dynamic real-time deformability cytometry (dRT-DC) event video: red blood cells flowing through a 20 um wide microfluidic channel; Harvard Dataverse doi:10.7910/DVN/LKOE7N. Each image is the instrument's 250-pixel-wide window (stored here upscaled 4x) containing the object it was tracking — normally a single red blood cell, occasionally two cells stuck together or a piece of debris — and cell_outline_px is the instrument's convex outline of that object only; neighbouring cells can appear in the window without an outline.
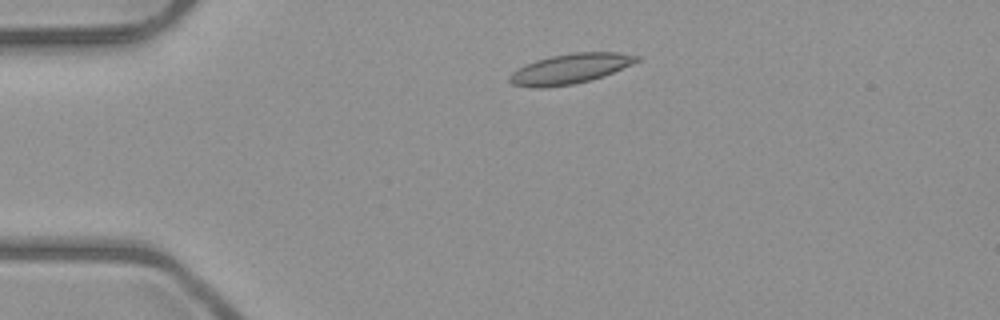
{"species": "common noctule bat (a hibernating species)", "species_latin": "Nyctalus noctula", "temperature_condition": "room temperature", "stored_images_in_passage": 4, "camera_frame_rate_fps": 3000, "um_per_image_px": 0.085, "animal": {"sex": "male", "body_mass_g": 23.1, "forearm_length_mm": 52.7}, "frame": {"image": 1, "passage_image": 4, "time_ms": 4.333, "image_size_px": [1000, 320], "cell_outline_px": [[644, 56], [640, 60], [632, 64], [604, 76], [572, 84], [544, 88], [532, 88], [512, 84], [508, 80], [508, 76], [512, 72], [524, 64], [536, 60], [552, 56], [572, 52], [620, 52]], "centroid_in_image_um": [48.47, 5.83], "position_along_channel_um": 36.5, "area_um2": 22.43}}